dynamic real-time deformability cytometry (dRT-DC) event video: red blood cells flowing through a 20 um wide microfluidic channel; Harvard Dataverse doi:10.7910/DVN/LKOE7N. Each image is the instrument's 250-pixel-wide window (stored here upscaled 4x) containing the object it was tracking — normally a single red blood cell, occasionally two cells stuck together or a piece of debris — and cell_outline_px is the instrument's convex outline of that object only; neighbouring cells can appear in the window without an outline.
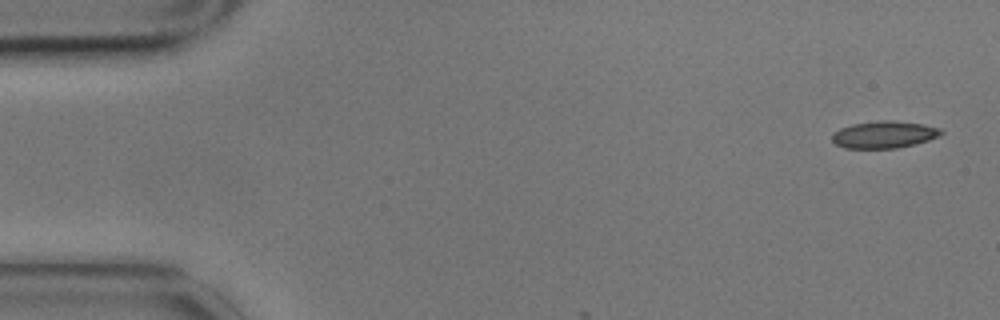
{"species": "common noctule bat (a hibernating species)", "species_latin": "Nyctalus noctula", "temperature_condition": "cold", "stored_images_in_passage": 3, "camera_frame_rate_fps": 3000, "um_per_image_px": 0.085, "animal": {"sex": "male", "body_mass_g": 17.9}, "frame": {"image": 1, "passage_image": 1, "time_ms": 0.0, "image_size_px": [1000, 320], "cell_outline_px": [[944, 132], [940, 136], [928, 140], [896, 148], [844, 148], [836, 144], [832, 140], [832, 132], [840, 128], [852, 124], [880, 120], [892, 120], [924, 124], [940, 128]], "centroid_in_image_um": [75.14, 11.43], "position_along_channel_um": 9.9, "area_um2": 17.22}}